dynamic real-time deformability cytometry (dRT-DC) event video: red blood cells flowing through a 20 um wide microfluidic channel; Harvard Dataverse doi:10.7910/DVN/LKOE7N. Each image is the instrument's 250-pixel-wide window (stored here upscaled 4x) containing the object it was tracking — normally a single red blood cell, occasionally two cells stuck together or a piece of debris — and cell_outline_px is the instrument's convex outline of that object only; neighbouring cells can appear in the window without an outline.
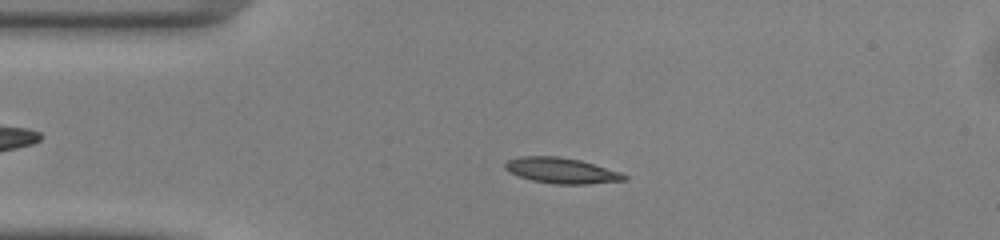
{"species": "common noctule bat (a hibernating species)", "species_latin": "Nyctalus noctula", "temperature_condition": "warm", "stored_images_in_passage": 48, "camera_frame_rate_fps": 3000, "um_per_image_px": 0.085, "animal": {"sex": "male", "body_mass_g": 13.0, "forearm_length_mm": 53.1}, "frame": {"image": 1, "passage_image": 10, "time_ms": 3.0, "image_size_px": [1000, 240], "cell_outline_px": [[624, 176], [620, 180], [572, 184], [536, 180], [512, 172], [508, 168], [508, 164], [512, 160], [536, 156], [548, 156], [576, 160], [592, 164]], "centroid_in_image_um": [47.7, 14.49], "position_along_channel_um": 37.3, "area_um2": 15.43}}
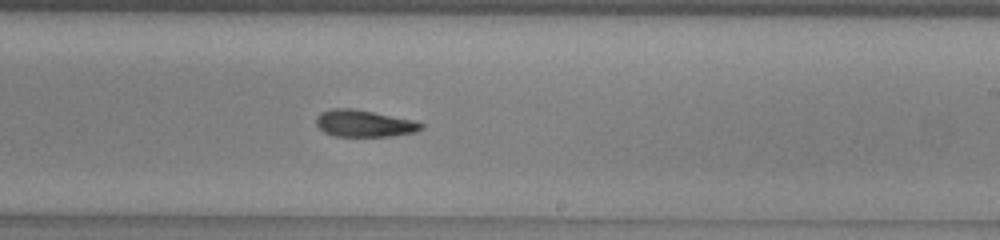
{"frame": {"image": 2, "passage_image": 28, "time_ms": 9.0, "image_size_px": [1000, 240], "cell_outline_px": [[420, 128], [408, 132], [380, 136], [344, 136], [328, 132], [320, 124], [320, 116], [324, 112], [368, 112], [404, 120], [420, 124]], "centroid_in_image_um": [30.98, 10.56], "position_along_channel_um": 258.0, "area_um2": 13.47}}
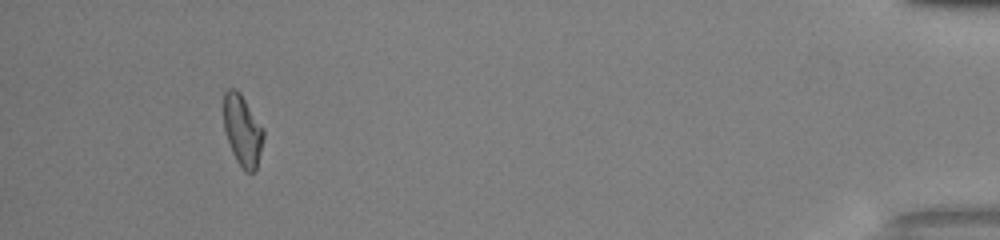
{"frame": {"image": 3, "passage_image": 45, "time_ms": 14.667, "image_size_px": [1000, 240], "cell_outline_px": [[264, 132], [256, 168], [252, 172], [248, 172], [240, 164], [228, 140], [224, 124], [224, 96], [228, 92], [236, 92], [240, 96]], "centroid_in_image_um": [20.61, 11.15], "position_along_channel_um": 414.6, "area_um2": 14.74}, "authors_computed_cell_mechanics": {"area_um2": 14.3344, "velocity_mm_per_s": 4.1229, "shape_relaxation_time_tau1_ms": null, "shape_relaxation_time_tau2_ms": 8.5179, "deformation_change_tau1": null, "deformation_change_tau2": 0.1845}}